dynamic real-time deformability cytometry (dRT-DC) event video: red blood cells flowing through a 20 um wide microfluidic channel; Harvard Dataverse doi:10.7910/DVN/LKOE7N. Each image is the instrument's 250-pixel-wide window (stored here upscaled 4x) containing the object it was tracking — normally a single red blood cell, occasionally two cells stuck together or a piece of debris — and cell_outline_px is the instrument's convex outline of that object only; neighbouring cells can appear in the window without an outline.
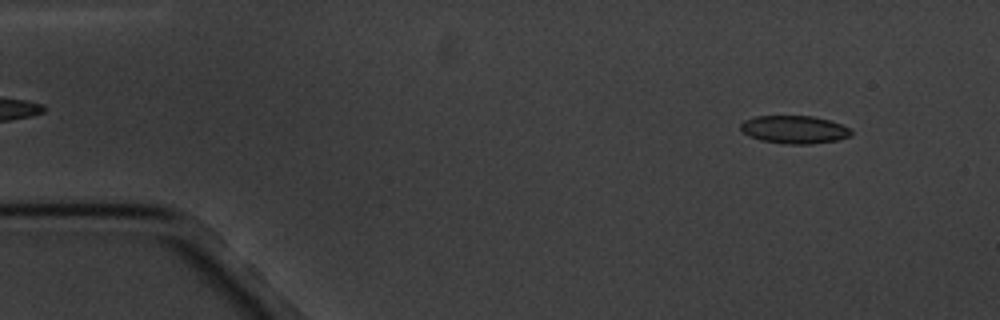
{"species": "common noctule bat (a hibernating species)", "species_latin": "Nyctalus noctula", "temperature_condition": "cold", "stored_images_in_passage": 4, "camera_frame_rate_fps": 3000, "um_per_image_px": 0.085, "animal": {"sex": "male", "body_mass_g": 20.1, "forearm_length_mm": 53.5}, "frame": {"image": 1, "passage_image": 1, "time_ms": 0.0, "image_size_px": [1000, 320], "cell_outline_px": [[852, 136], [836, 140], [812, 144], [784, 144], [760, 140], [748, 136], [740, 128], [740, 124], [744, 120], [756, 116], [812, 116], [832, 120], [848, 128], [852, 132]], "centroid_in_image_um": [67.51, 11.01], "position_along_channel_um": 17.5, "area_um2": 18.09}}
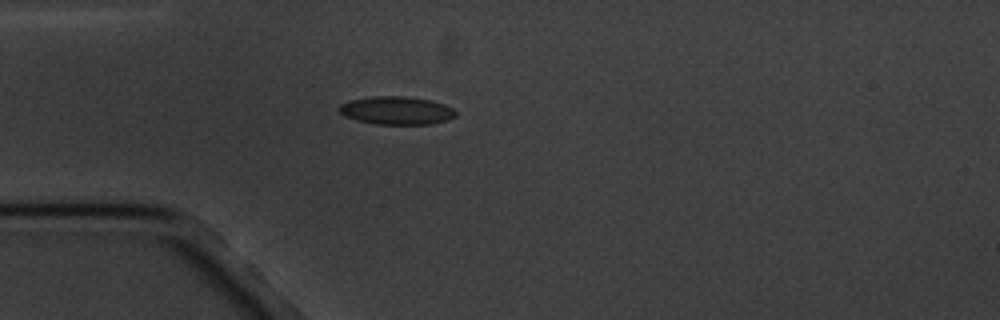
{"frame": {"image": 2, "passage_image": 4, "time_ms": 3.333, "image_size_px": [1000, 320], "cell_outline_px": [[456, 116], [448, 120], [432, 124], [376, 124], [356, 120], [344, 116], [336, 108], [340, 104], [352, 100], [372, 96], [404, 96], [432, 100], [444, 104], [452, 108], [456, 112]], "centroid_in_image_um": [33.7, 9.39], "position_along_channel_um": 51.3, "area_um2": 19.19}}